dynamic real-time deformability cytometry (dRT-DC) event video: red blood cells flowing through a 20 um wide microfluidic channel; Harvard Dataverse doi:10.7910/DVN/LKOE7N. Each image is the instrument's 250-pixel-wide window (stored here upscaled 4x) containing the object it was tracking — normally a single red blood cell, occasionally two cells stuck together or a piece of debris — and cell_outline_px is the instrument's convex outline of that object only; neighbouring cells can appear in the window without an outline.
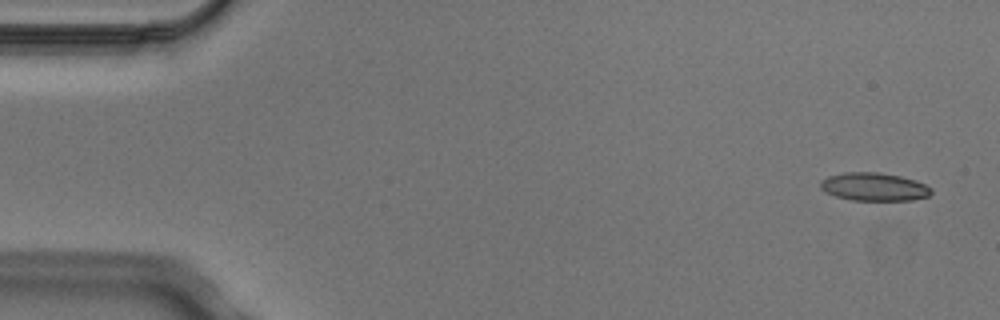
{"species": "Egyptian fruit bat (a non-hibernating species)", "species_latin": "Rousettus aegyptiacus", "temperature_condition": "cold", "stored_images_in_passage": 6, "camera_frame_rate_fps": 3000, "um_per_image_px": 0.085, "animal": {"sex": "male"}, "frame": {"image": 1, "passage_image": 1, "time_ms": 0.0, "image_size_px": [1000, 320], "cell_outline_px": [[932, 192], [928, 196], [912, 200], [852, 200], [836, 196], [820, 188], [820, 180], [828, 176], [844, 172], [880, 172], [900, 176], [916, 180], [932, 188]], "centroid_in_image_um": [74.3, 15.87], "position_along_channel_um": 10.7, "area_um2": 18.15}}
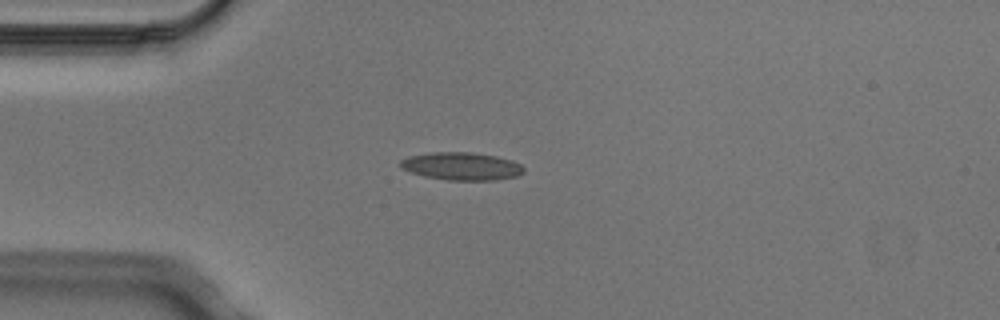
{"frame": {"image": 2, "passage_image": 4, "time_ms": 1.0, "image_size_px": [1000, 320], "cell_outline_px": [[524, 172], [516, 176], [492, 180], [448, 180], [424, 176], [400, 168], [400, 160], [408, 156], [432, 152], [472, 152], [496, 156], [512, 160], [520, 164], [524, 168]], "centroid_in_image_um": [39.22, 14.12], "position_along_channel_um": 45.8, "area_um2": 19.94}}